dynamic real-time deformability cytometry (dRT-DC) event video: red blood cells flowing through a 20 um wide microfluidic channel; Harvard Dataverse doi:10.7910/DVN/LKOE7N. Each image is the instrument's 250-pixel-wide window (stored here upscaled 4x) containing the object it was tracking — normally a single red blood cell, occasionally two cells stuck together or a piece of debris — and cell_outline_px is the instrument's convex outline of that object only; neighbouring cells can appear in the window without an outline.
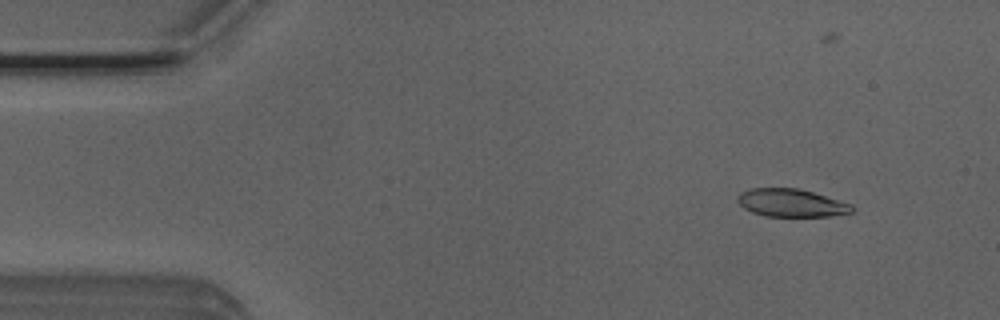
{"species": "Egyptian fruit bat (a non-hibernating species)", "species_latin": "Rousettus aegyptiacus", "temperature_condition": "room temperature", "stored_images_in_passage": 54, "camera_frame_rate_fps": 3000, "um_per_image_px": 0.085, "animal": {"sex": "male"}, "frame": {"image": 1, "passage_image": 6, "time_ms": 1.667, "image_size_px": [1000, 320], "cell_outline_px": [[856, 208], [852, 212], [828, 216], [764, 216], [752, 212], [744, 208], [736, 200], [736, 196], [740, 192], [752, 188], [796, 188], [812, 192], [852, 204]], "centroid_in_image_um": [67.23, 17.24], "position_along_channel_um": 17.8, "area_um2": 18.55}}
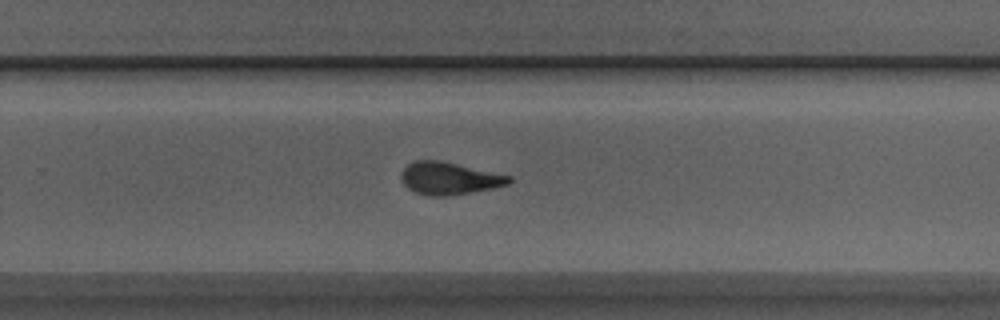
{"frame": {"image": 2, "passage_image": 34, "time_ms": 11.0, "image_size_px": [1000, 320], "cell_outline_px": [[512, 180], [508, 184], [448, 196], [432, 196], [416, 192], [408, 188], [404, 184], [400, 176], [400, 172], [408, 164], [416, 160], [440, 160], [512, 176]], "centroid_in_image_um": [38.14, 15.14], "position_along_channel_um": 291.7, "area_um2": 20.06}}
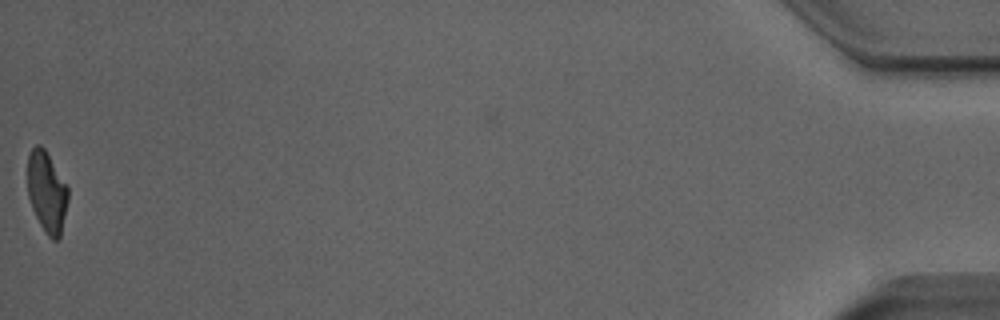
{"frame": {"image": 3, "passage_image": 53, "time_ms": 17.333, "image_size_px": [1000, 320], "cell_outline_px": [[68, 200], [60, 236], [56, 240], [52, 240], [48, 236], [40, 224], [32, 208], [28, 196], [28, 156], [32, 148], [36, 144], [40, 144], [44, 148], [68, 188]], "centroid_in_image_um": [3.97, 16.32], "position_along_channel_um": 431.2, "area_um2": 18.79}, "authors_computed_cell_mechanics": {"area_um2": 20.2878, "velocity_mm_per_s": 3.8867, "shape_relaxation_time_tau1_ms": 4.8612, "shape_relaxation_time_tau2_ms": 1.555, "deformation_change_tau1": 0.2042, "deformation_change_tau2": 0.0979}}